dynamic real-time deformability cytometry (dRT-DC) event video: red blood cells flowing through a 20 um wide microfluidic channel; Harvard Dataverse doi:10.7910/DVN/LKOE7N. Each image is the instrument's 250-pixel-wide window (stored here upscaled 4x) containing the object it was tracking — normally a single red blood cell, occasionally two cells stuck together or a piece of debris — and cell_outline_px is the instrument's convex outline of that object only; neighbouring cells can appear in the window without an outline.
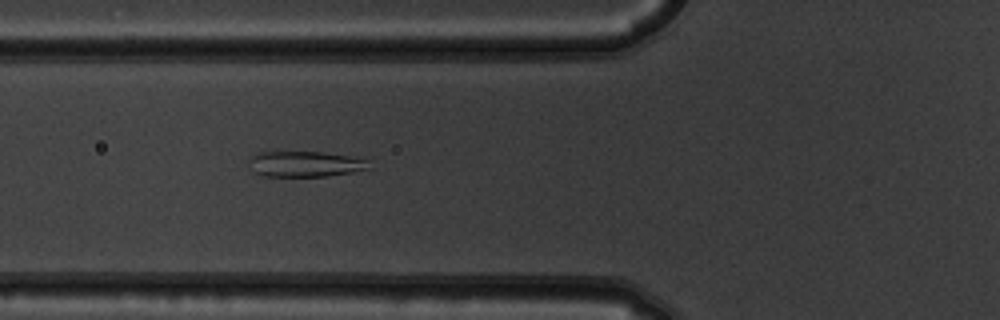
{"species": "common noctule bat (a hibernating species)", "species_latin": "Nyctalus noctula", "temperature_condition": "warm", "stored_images_in_passage": 6, "camera_frame_rate_fps": 3000, "um_per_image_px": 0.085, "animal": {"sex": "male", "body_mass_g": 19.5, "forearm_length_mm": 54.6}, "frame": {"image": 1, "passage_image": 6, "time_ms": 1.667, "image_size_px": [1000, 320], "cell_outline_px": [[372, 168], [352, 172], [328, 176], [260, 176], [256, 172], [248, 160], [256, 152], [324, 152], [372, 156]], "centroid_in_image_um": [26.17, 13.91], "position_along_channel_um": 99.6, "area_um2": 18.73}}